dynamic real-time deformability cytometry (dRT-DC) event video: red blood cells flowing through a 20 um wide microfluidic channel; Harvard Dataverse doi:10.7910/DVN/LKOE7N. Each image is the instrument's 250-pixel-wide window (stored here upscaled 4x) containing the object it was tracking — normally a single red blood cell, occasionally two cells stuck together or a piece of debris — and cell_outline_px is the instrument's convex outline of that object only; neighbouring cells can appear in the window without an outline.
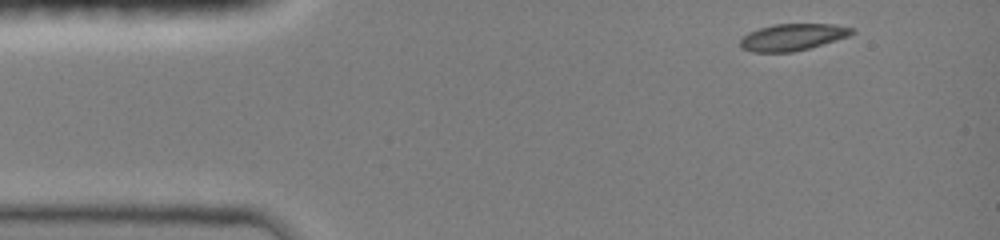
{"species": "common noctule bat (a hibernating species)", "species_latin": "Nyctalus noctula", "temperature_condition": "room temperature", "stored_images_in_passage": 40, "camera_frame_rate_fps": 3000, "um_per_image_px": 0.085, "animal": {"sex": "female", "body_mass_g": 19.0, "forearm_length_mm": 51.5}, "frame": {"image": 1, "passage_image": 1, "time_ms": 0.0, "image_size_px": [1000, 240], "cell_outline_px": [[856, 32], [848, 36], [808, 48], [792, 52], [752, 52], [740, 48], [740, 40], [748, 32], [772, 24], [836, 24], [852, 28]], "centroid_in_image_um": [67.34, 3.15], "position_along_channel_um": 17.7, "area_um2": 17.34}}
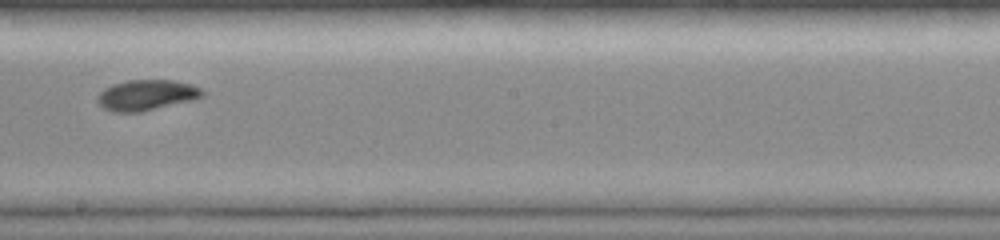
{"frame": {"image": 2, "passage_image": 23, "time_ms": 7.333, "image_size_px": [1000, 240], "cell_outline_px": [[204, 96], [192, 100], [140, 112], [112, 112], [104, 108], [96, 100], [96, 96], [104, 88], [112, 84], [128, 80], [172, 80], [192, 84], [200, 88], [204, 92]], "centroid_in_image_um": [12.43, 8.08], "position_along_channel_um": 235.8, "area_um2": 18.73}}
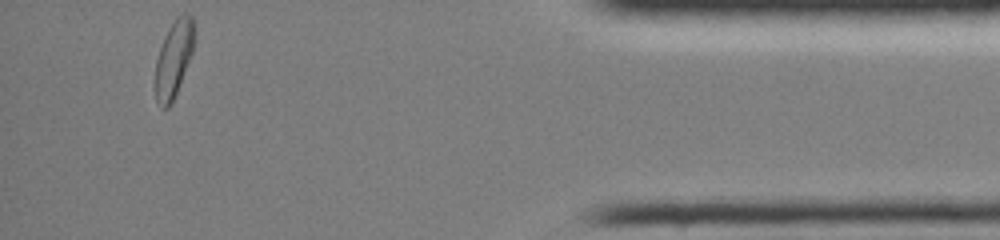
{"frame": {"image": 3, "passage_image": 40, "time_ms": 13.0, "image_size_px": [1000, 240], "cell_outline_px": [[196, 40], [192, 52], [176, 92], [168, 108], [160, 108], [156, 100], [152, 84], [156, 60], [164, 36], [168, 28], [176, 16], [180, 12], [188, 12], [192, 16], [196, 24]], "centroid_in_image_um": [14.76, 4.93], "position_along_channel_um": 420.4, "area_um2": 18.21}, "authors_computed_cell_mechanics": {"area_um2": 17.9469, "velocity_mm_per_s": 4.05, "shape_relaxation_time_tau1_ms": 3.8237, "shape_relaxation_time_tau2_ms": 8.7687, "deformation_change_tau1": 0.1175, "deformation_change_tau2": 0.1008}}